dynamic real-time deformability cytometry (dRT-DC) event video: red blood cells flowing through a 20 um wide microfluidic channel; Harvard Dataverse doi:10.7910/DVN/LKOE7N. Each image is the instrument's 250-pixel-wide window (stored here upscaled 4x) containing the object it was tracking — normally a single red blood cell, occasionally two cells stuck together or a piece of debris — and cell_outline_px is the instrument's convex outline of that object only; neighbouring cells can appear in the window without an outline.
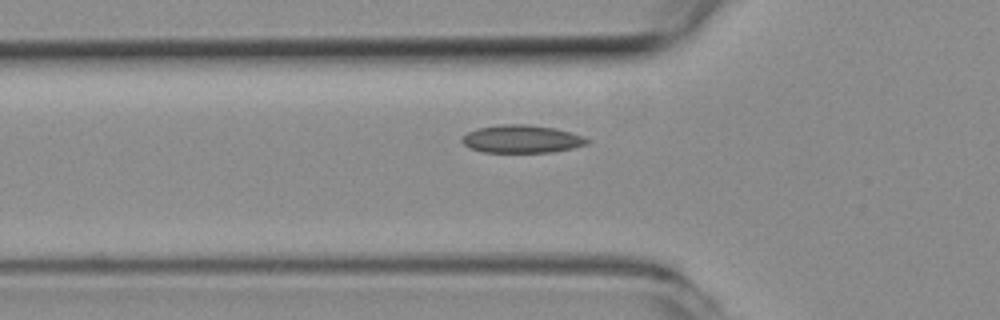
{"species": "common noctule bat (a hibernating species)", "species_latin": "Nyctalus noctula", "temperature_condition": "room temperature", "stored_images_in_passage": 37, "camera_frame_rate_fps": 3000, "um_per_image_px": 0.085, "animal": {"sex": "female", "body_mass_g": 19.3, "forearm_length_mm": 54.1}, "frame": {"image": 1, "passage_image": 8, "time_ms": 2.333, "image_size_px": [1000, 320], "cell_outline_px": [[588, 144], [572, 148], [552, 152], [484, 152], [472, 148], [464, 144], [460, 140], [468, 132], [476, 128], [500, 124], [528, 124], [556, 128], [584, 136], [588, 140]], "centroid_in_image_um": [44.36, 11.8], "position_along_channel_um": 81.4, "area_um2": 20.29}}
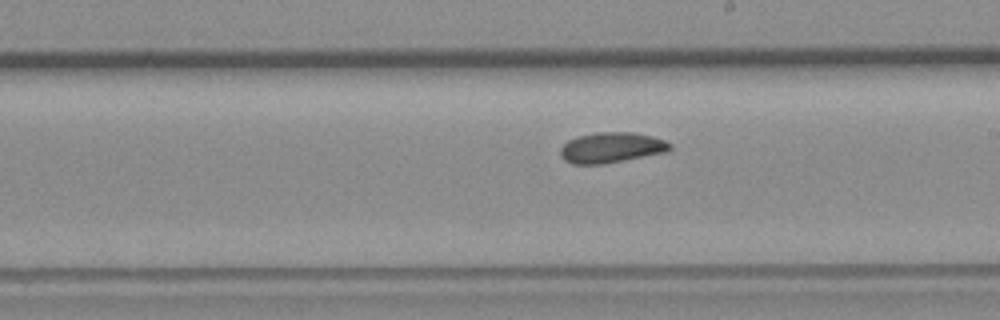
{"frame": {"image": 2, "passage_image": 20, "time_ms": 6.333, "image_size_px": [1000, 320], "cell_outline_px": [[672, 148], [668, 152], [624, 160], [600, 164], [572, 164], [564, 160], [560, 156], [560, 148], [568, 140], [580, 136], [596, 132], [632, 132], [652, 136], [664, 140], [672, 144]], "centroid_in_image_um": [51.98, 12.54], "position_along_channel_um": 237.0, "area_um2": 19.48}}
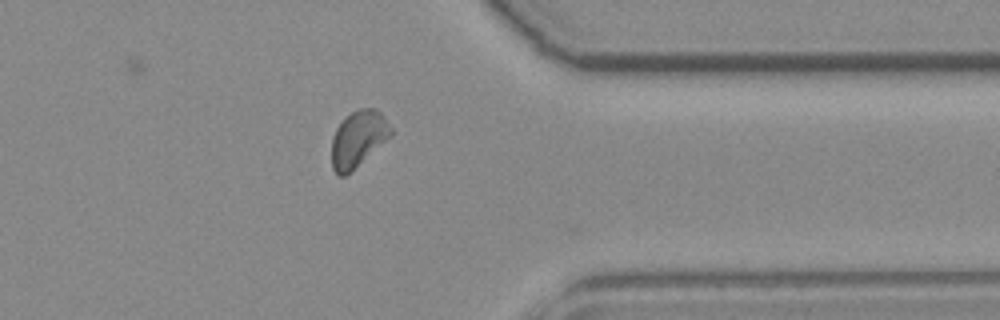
{"frame": {"image": 3, "passage_image": 32, "time_ms": 10.333, "image_size_px": [1000, 320], "cell_outline_px": [[392, 136], [344, 176], [340, 176], [332, 168], [332, 136], [336, 128], [352, 112], [360, 108], [376, 108], [384, 116], [392, 128]], "centroid_in_image_um": [30.46, 11.78], "position_along_channel_um": 380.9, "area_um2": 19.07}}